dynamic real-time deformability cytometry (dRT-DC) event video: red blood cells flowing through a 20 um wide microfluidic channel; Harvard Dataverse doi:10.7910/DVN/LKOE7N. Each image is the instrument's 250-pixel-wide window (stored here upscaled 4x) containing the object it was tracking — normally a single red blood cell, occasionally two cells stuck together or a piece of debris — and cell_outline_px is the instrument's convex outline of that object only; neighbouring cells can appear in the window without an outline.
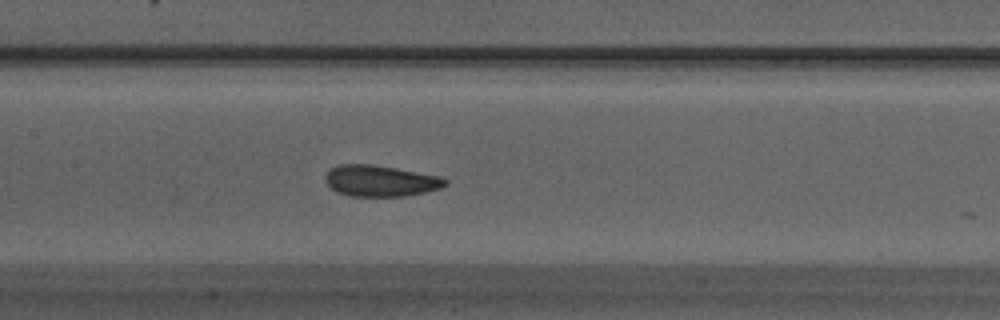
{"species": "Egyptian fruit bat (a non-hibernating species)", "species_latin": "Rousettus aegyptiacus", "temperature_condition": "warm", "stored_images_in_passage": 13, "camera_frame_rate_fps": 3000, "um_per_image_px": 0.085, "animal": {"sex": "male"}, "frame": {"image": 1, "passage_image": 9, "time_ms": 2.667, "image_size_px": [1000, 320], "cell_outline_px": [[448, 184], [440, 188], [424, 192], [404, 196], [348, 196], [336, 192], [324, 180], [324, 176], [332, 168], [340, 164], [372, 164], [396, 168], [440, 176], [448, 180]], "centroid_in_image_um": [32.33, 15.37], "position_along_channel_um": 175.1, "area_um2": 21.79}}